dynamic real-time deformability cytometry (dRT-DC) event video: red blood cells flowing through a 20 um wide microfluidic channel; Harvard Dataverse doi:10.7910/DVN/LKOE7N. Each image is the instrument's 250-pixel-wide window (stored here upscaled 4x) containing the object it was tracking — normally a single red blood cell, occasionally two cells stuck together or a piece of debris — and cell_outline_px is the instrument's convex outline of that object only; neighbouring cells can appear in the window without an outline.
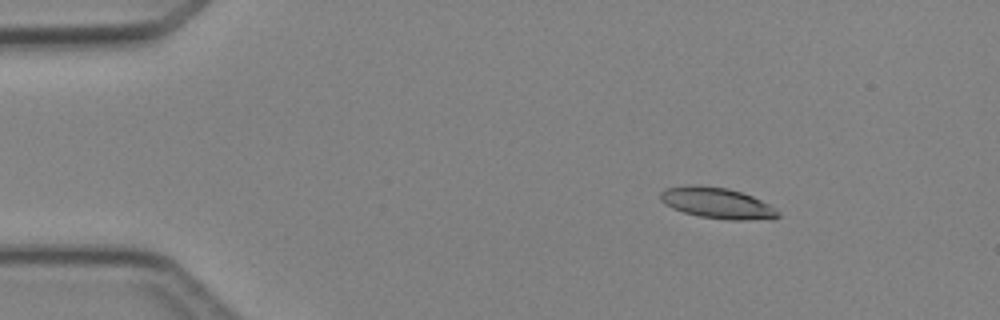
{"species": "Egyptian fruit bat (a non-hibernating species)", "species_latin": "Rousettus aegyptiacus", "temperature_condition": "cold", "stored_images_in_passage": 4, "camera_frame_rate_fps": 3000, "um_per_image_px": 0.085, "animal": {"sex": "female"}, "frame": {"image": 1, "passage_image": 2, "time_ms": 1.333, "image_size_px": [1000, 320], "cell_outline_px": [[780, 216], [772, 220], [728, 220], [700, 216], [684, 212], [672, 208], [664, 204], [660, 200], [660, 192], [664, 188], [696, 184], [728, 188], [752, 196], [768, 204], [780, 212]], "centroid_in_image_um": [60.96, 17.26], "position_along_channel_um": 24.0, "area_um2": 21.39}}